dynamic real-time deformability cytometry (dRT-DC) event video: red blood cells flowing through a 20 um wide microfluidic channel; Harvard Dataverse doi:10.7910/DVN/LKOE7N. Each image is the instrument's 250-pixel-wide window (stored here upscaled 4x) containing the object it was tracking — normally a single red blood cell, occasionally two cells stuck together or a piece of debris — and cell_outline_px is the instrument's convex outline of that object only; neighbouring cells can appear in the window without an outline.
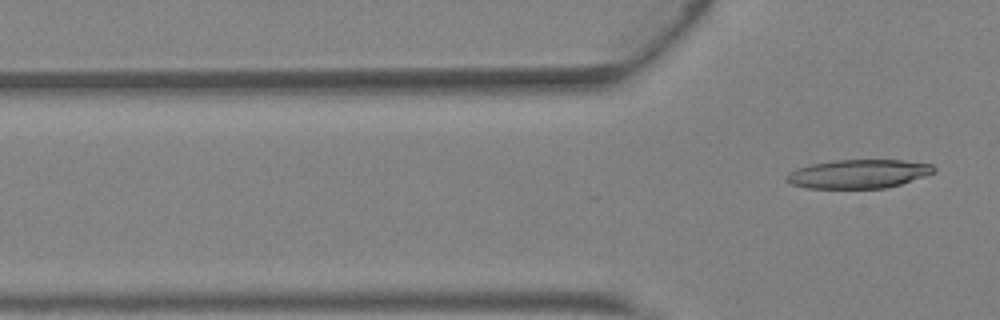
{"species": "Egyptian fruit bat (a non-hibernating species)", "species_latin": "Rousettus aegyptiacus", "temperature_condition": "warm", "stored_images_in_passage": 5, "camera_frame_rate_fps": 3000, "um_per_image_px": 0.085, "animal": {"sex": "female"}, "frame": {"image": 1, "passage_image": 5, "time_ms": 1.333, "image_size_px": [1000, 320], "cell_outline_px": [[936, 172], [900, 184], [884, 188], [808, 188], [792, 184], [784, 180], [784, 176], [788, 172], [796, 168], [812, 164], [836, 160], [904, 160], [932, 164], [936, 168]], "centroid_in_image_um": [72.95, 14.77], "position_along_channel_um": 52.9, "area_um2": 24.74}}